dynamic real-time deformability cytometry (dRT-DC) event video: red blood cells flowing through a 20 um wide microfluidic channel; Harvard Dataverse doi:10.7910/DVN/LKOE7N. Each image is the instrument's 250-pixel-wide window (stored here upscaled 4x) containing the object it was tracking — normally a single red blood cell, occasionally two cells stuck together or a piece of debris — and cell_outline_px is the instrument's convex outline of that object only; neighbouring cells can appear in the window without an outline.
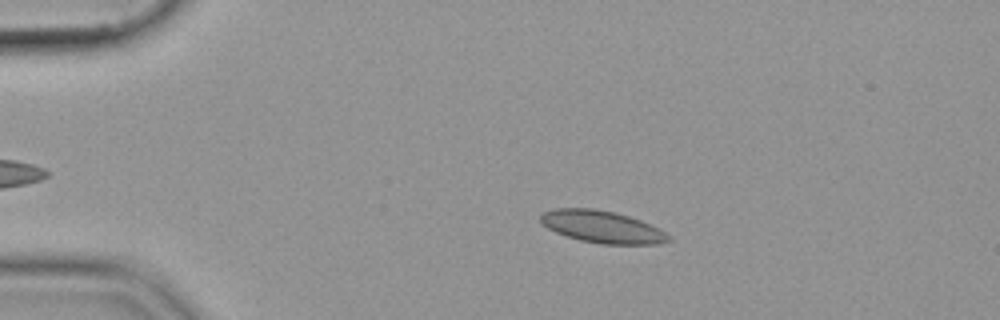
{"species": "common noctule bat (a hibernating species)", "species_latin": "Nyctalus noctula", "temperature_condition": "cold", "stored_images_in_passage": 55, "camera_frame_rate_fps": 3000, "um_per_image_px": 0.085, "animal": {"sex": "female", "body_mass_g": 19.9}, "frame": {"image": 1, "passage_image": 11, "time_ms": 3.333, "image_size_px": [1000, 320], "cell_outline_px": [[672, 240], [660, 244], [600, 244], [580, 240], [556, 232], [548, 228], [540, 220], [540, 216], [544, 212], [556, 208], [592, 208], [616, 212], [640, 220], [664, 232]], "centroid_in_image_um": [51.17, 19.28], "position_along_channel_um": 33.8, "area_um2": 23.7}}
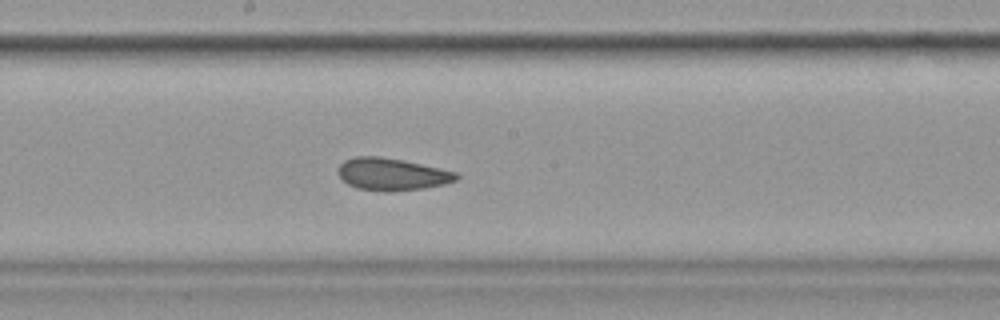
{"frame": {"image": 2, "passage_image": 30, "time_ms": 9.667, "image_size_px": [1000, 320], "cell_outline_px": [[460, 176], [456, 180], [444, 184], [424, 188], [388, 192], [384, 192], [356, 188], [348, 184], [336, 172], [340, 164], [344, 160], [356, 156], [380, 156], [404, 160], [440, 168], [456, 172]], "centroid_in_image_um": [33.3, 14.81], "position_along_channel_um": 214.9, "area_um2": 22.37}}
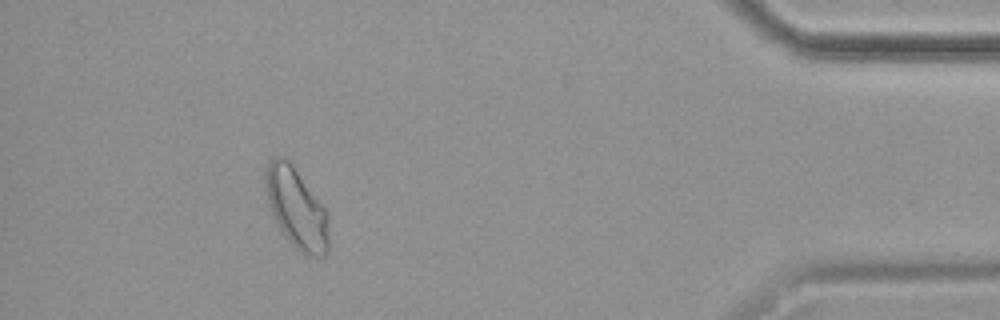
{"frame": {"image": 3, "passage_image": 50, "time_ms": 16.333, "image_size_px": [1000, 320], "cell_outline_px": [[328, 252], [324, 256], [304, 256], [284, 236], [268, 204], [264, 184], [264, 168], [276, 156], [284, 156], [292, 164], [328, 212]], "centroid_in_image_um": [25.19, 17.7], "position_along_channel_um": 410.0, "area_um2": 29.71}}